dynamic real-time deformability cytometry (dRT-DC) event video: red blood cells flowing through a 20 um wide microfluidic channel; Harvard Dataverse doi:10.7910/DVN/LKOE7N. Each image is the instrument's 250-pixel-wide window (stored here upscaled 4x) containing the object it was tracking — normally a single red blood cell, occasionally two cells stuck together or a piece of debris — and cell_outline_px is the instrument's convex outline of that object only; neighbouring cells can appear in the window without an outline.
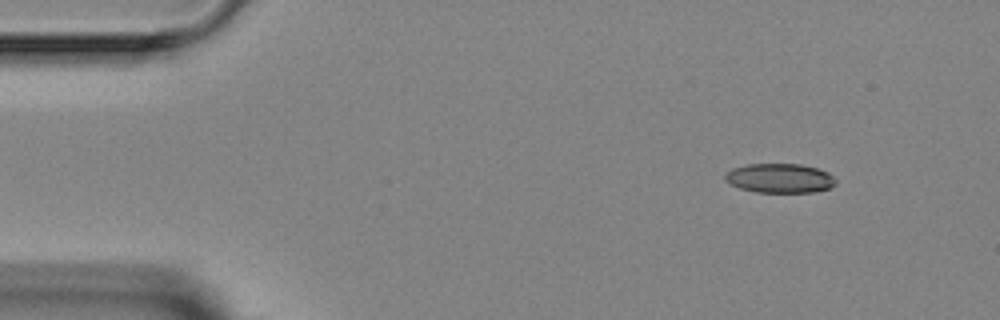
{"species": "Egyptian fruit bat (a non-hibernating species)", "species_latin": "Rousettus aegyptiacus", "temperature_condition": "room temperature", "stored_images_in_passage": 3, "camera_frame_rate_fps": 3000, "um_per_image_px": 0.085, "animal": {"sex": "female"}, "frame": {"image": 1, "passage_image": 1, "time_ms": 0.0, "image_size_px": [1000, 320], "cell_outline_px": [[836, 184], [832, 188], [812, 192], [756, 192], [740, 188], [724, 180], [724, 176], [732, 168], [748, 164], [800, 164], [816, 168], [828, 172], [836, 180]], "centroid_in_image_um": [66.3, 15.15], "position_along_channel_um": 18.7, "area_um2": 18.9}}